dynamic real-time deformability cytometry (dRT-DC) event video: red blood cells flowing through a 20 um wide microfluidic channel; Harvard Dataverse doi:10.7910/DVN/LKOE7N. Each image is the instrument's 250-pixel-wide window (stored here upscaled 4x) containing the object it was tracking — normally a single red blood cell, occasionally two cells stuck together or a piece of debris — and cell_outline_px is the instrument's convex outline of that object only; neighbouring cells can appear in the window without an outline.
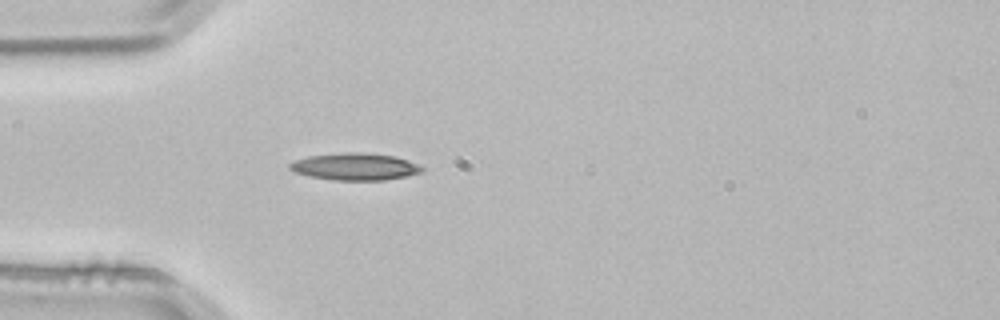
{"species": "common noctule bat (a hibernating species)", "species_latin": "Nyctalus noctula", "temperature_condition": "room temperature", "stored_images_in_passage": 2, "camera_frame_rate_fps": 3000, "um_per_image_px": 0.085, "animal": {"sex": "male", "body_mass_g": 21.5, "forearm_length_mm": 52.0}, "frame": {"image": 1, "passage_image": 2, "time_ms": 0.333, "image_size_px": [1000, 320], "cell_outline_px": [[424, 168], [420, 172], [408, 176], [384, 180], [332, 180], [308, 176], [296, 172], [288, 168], [288, 164], [292, 160], [308, 156], [344, 152], [360, 152], [396, 156], [420, 164]], "centroid_in_image_um": [30.16, 14.16], "position_along_channel_um": 54.8, "area_um2": 21.1}}